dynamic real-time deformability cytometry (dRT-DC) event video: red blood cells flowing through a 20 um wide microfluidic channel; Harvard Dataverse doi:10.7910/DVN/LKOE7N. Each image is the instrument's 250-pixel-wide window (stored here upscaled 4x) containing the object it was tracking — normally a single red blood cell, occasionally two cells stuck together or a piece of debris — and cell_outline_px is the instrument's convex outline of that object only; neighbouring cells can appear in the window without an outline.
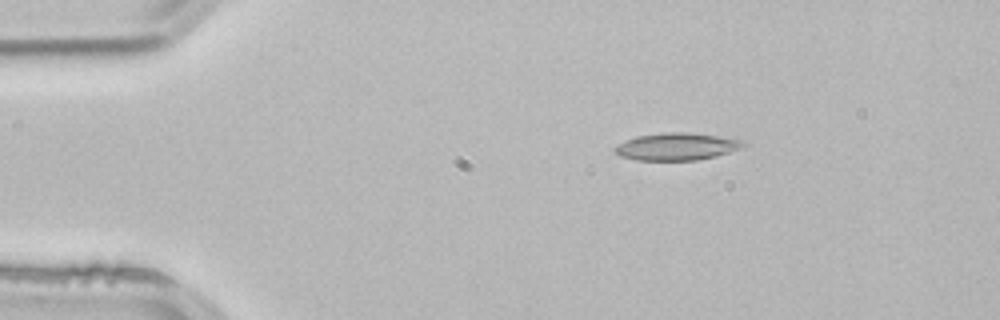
{"species": "common noctule bat (a hibernating species)", "species_latin": "Nyctalus noctula", "temperature_condition": "room temperature", "stored_images_in_passage": 4, "segment_of_instrument_passage": [1, 2], "camera_frame_rate_fps": 3000, "um_per_image_px": 0.085, "animal": {"sex": "male", "body_mass_g": 21.5, "forearm_length_mm": 52.0}, "frame": {"image": 1, "passage_image": 2, "time_ms": 0.333, "image_size_px": [1000, 320], "cell_outline_px": [[748, 144], [740, 148], [716, 156], [696, 160], [636, 160], [620, 156], [616, 152], [616, 144], [636, 136], [664, 132], [684, 132], [748, 140]], "centroid_in_image_um": [57.55, 12.45], "position_along_channel_um": 27.5, "area_um2": 20.4}}